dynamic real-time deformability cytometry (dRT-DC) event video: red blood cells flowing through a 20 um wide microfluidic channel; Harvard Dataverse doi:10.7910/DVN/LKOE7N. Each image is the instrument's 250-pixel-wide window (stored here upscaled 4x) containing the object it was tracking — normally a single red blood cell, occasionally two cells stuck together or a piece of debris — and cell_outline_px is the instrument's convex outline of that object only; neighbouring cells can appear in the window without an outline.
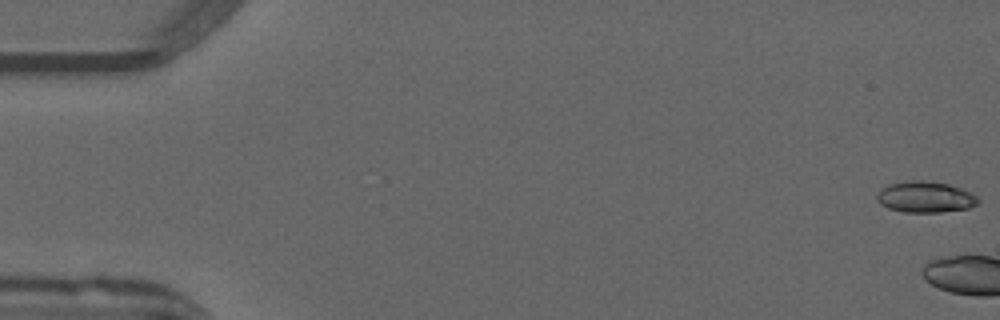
{"species": "common noctule bat (a hibernating species)", "species_latin": "Nyctalus noctula", "temperature_condition": "warm", "stored_images_in_passage": 4, "camera_frame_rate_fps": 3000, "um_per_image_px": 0.085, "animal": {"sex": "male", "forearm_length_mm": 52.5}, "frame": {"image": 1, "passage_image": 1, "time_ms": 0.0, "image_size_px": [1000, 320], "cell_outline_px": [[980, 200], [976, 204], [968, 208], [940, 212], [904, 212], [888, 208], [880, 204], [876, 200], [876, 196], [880, 188], [888, 184], [912, 180], [924, 180], [948, 184], [960, 188], [976, 196]], "centroid_in_image_um": [78.6, 16.74], "position_along_channel_um": 6.4, "area_um2": 18.32}}